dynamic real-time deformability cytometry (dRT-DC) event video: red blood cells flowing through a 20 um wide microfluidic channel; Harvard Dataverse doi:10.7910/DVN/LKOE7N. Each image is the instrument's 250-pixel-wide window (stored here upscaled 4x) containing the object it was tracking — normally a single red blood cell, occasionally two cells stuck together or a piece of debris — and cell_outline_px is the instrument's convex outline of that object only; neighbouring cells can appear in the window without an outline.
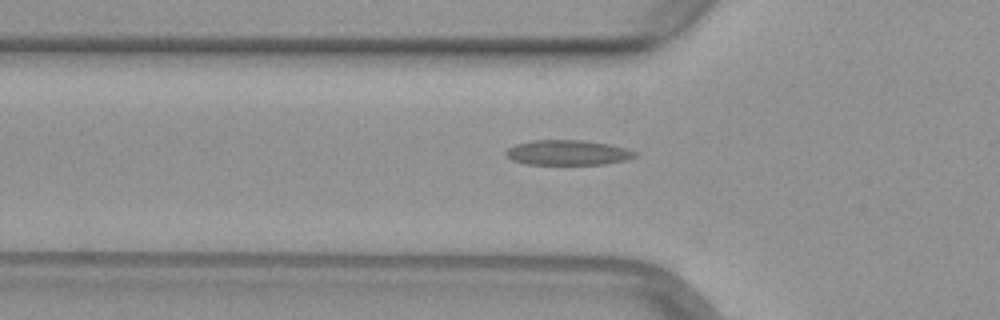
{"species": "common noctule bat (a hibernating species)", "species_latin": "Nyctalus noctula", "temperature_condition": "warm", "stored_images_in_passage": 30, "camera_frame_rate_fps": 3000, "um_per_image_px": 0.085, "animal": {"sex": "female", "body_mass_g": 29.2, "forearm_length_mm": 56.3}, "frame": {"image": 1, "passage_image": 2, "time_ms": 0.333, "image_size_px": [1000, 320], "cell_outline_px": [[636, 156], [628, 160], [604, 164], [524, 164], [512, 160], [504, 152], [508, 148], [516, 144], [532, 140], [580, 140], [608, 144], [628, 148], [636, 152]], "centroid_in_image_um": [48.27, 12.97], "position_along_channel_um": 77.5, "area_um2": 18.84}}
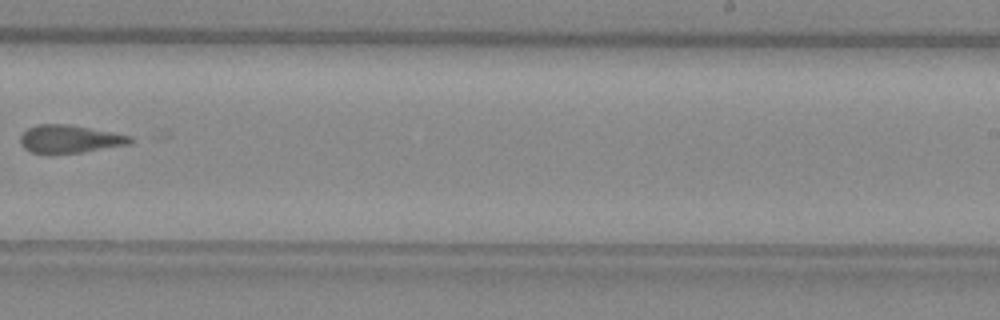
{"frame": {"image": 2, "passage_image": 17, "time_ms": 5.333, "image_size_px": [1000, 320], "cell_outline_px": [[132, 144], [80, 152], [48, 156], [28, 152], [20, 144], [20, 136], [28, 128], [36, 124], [68, 124], [132, 136]], "centroid_in_image_um": [5.86, 11.85], "position_along_channel_um": 283.1, "area_um2": 18.32}}
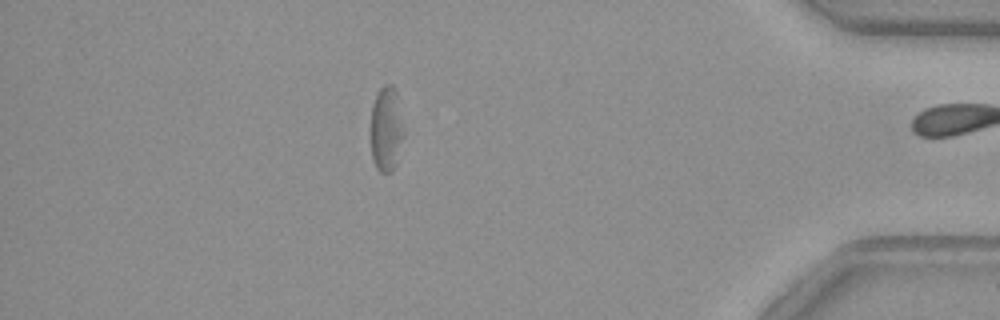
{"frame": {"image": 3, "passage_image": 29, "time_ms": 9.333, "image_size_px": [1000, 320], "cell_outline_px": [[404, 136], [396, 164], [392, 172], [380, 172], [376, 168], [372, 156], [372, 104], [380, 88], [384, 84], [392, 84], [396, 88], [404, 132]], "centroid_in_image_um": [32.86, 10.95], "position_along_channel_um": 402.3, "area_um2": 16.3}}